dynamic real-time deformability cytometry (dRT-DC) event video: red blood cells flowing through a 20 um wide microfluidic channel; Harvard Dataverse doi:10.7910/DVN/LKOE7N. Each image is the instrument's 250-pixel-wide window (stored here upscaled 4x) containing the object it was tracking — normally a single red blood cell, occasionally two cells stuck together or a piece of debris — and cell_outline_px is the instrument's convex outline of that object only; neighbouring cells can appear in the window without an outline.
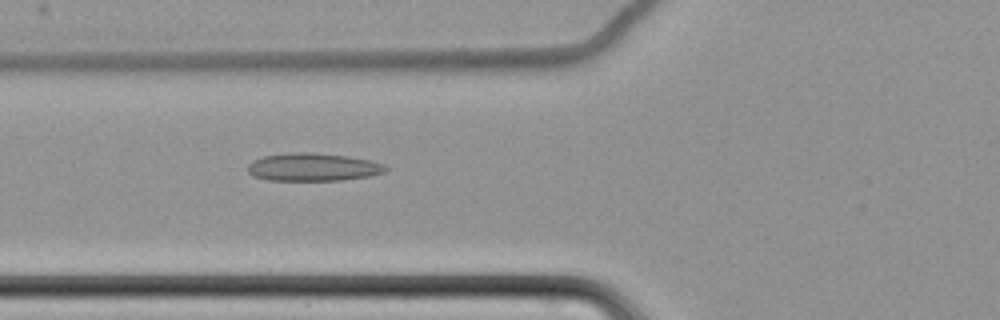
{"species": "common noctule bat (a hibernating species)", "species_latin": "Nyctalus noctula", "temperature_condition": "cold", "stored_images_in_passage": 61, "camera_frame_rate_fps": 3000, "um_per_image_px": 0.085, "animal": {"sex": "female", "body_mass_g": 22.7, "forearm_length_mm": 54.2}, "frame": {"image": 1, "passage_image": 25, "time_ms": 8.0, "image_size_px": [1000, 320], "cell_outline_px": [[388, 168], [384, 172], [368, 176], [344, 180], [268, 180], [252, 176], [248, 172], [248, 164], [252, 160], [264, 156], [292, 152], [312, 152], [348, 156], [368, 160], [384, 164]], "centroid_in_image_um": [26.57, 14.2], "position_along_channel_um": 99.2, "area_um2": 22.43}}
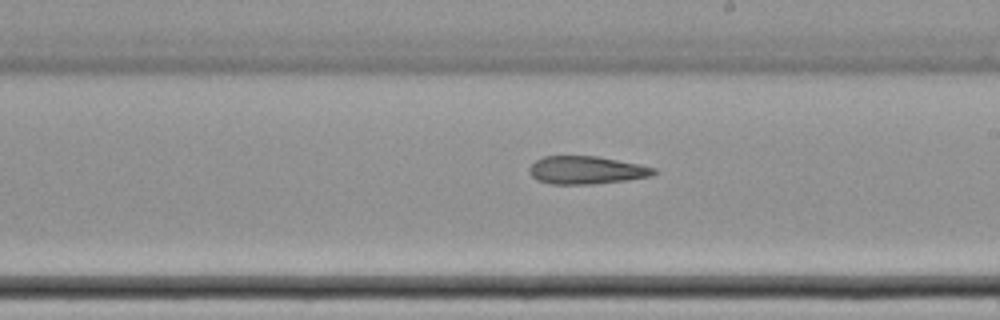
{"frame": {"image": 2, "passage_image": 37, "time_ms": 12.0, "image_size_px": [1000, 320], "cell_outline_px": [[656, 172], [652, 176], [628, 180], [596, 184], [552, 184], [536, 180], [528, 172], [528, 168], [536, 160], [544, 156], [596, 156], [640, 164], [656, 168]], "centroid_in_image_um": [49.84, 14.46], "position_along_channel_um": 239.2, "area_um2": 20.4}}
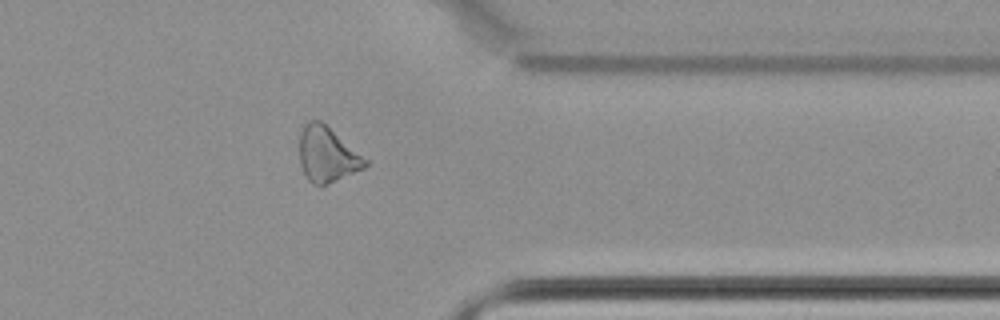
{"frame": {"image": 3, "passage_image": 50, "time_ms": 16.333, "image_size_px": [1000, 320], "cell_outline_px": [[368, 164], [364, 168], [336, 180], [324, 184], [312, 184], [308, 180], [300, 164], [300, 132], [304, 124], [308, 120], [320, 120], [368, 160]], "centroid_in_image_um": [27.79, 13.12], "position_along_channel_um": 383.6, "area_um2": 20.75}}